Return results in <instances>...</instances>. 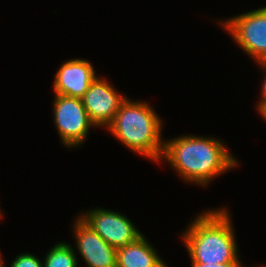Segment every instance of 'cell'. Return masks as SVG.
I'll return each instance as SVG.
<instances>
[{
	"instance_id": "ba28073f",
	"label": "cell",
	"mask_w": 266,
	"mask_h": 267,
	"mask_svg": "<svg viewBox=\"0 0 266 267\" xmlns=\"http://www.w3.org/2000/svg\"><path fill=\"white\" fill-rule=\"evenodd\" d=\"M78 252L87 267H116L117 249L110 246L79 216L73 225Z\"/></svg>"
},
{
	"instance_id": "7a4b0ae2",
	"label": "cell",
	"mask_w": 266,
	"mask_h": 267,
	"mask_svg": "<svg viewBox=\"0 0 266 267\" xmlns=\"http://www.w3.org/2000/svg\"><path fill=\"white\" fill-rule=\"evenodd\" d=\"M226 208L210 209L190 223L182 241L191 263L241 262L232 220Z\"/></svg>"
},
{
	"instance_id": "5b68a950",
	"label": "cell",
	"mask_w": 266,
	"mask_h": 267,
	"mask_svg": "<svg viewBox=\"0 0 266 267\" xmlns=\"http://www.w3.org/2000/svg\"><path fill=\"white\" fill-rule=\"evenodd\" d=\"M54 123L64 146L72 148L85 142L89 128L96 127L89 119L81 98L55 94Z\"/></svg>"
},
{
	"instance_id": "9a60e30c",
	"label": "cell",
	"mask_w": 266,
	"mask_h": 267,
	"mask_svg": "<svg viewBox=\"0 0 266 267\" xmlns=\"http://www.w3.org/2000/svg\"><path fill=\"white\" fill-rule=\"evenodd\" d=\"M261 117L266 120V108L260 113Z\"/></svg>"
},
{
	"instance_id": "5bb4252c",
	"label": "cell",
	"mask_w": 266,
	"mask_h": 267,
	"mask_svg": "<svg viewBox=\"0 0 266 267\" xmlns=\"http://www.w3.org/2000/svg\"><path fill=\"white\" fill-rule=\"evenodd\" d=\"M241 262H226L220 264L191 263L192 267H244Z\"/></svg>"
},
{
	"instance_id": "277c9868",
	"label": "cell",
	"mask_w": 266,
	"mask_h": 267,
	"mask_svg": "<svg viewBox=\"0 0 266 267\" xmlns=\"http://www.w3.org/2000/svg\"><path fill=\"white\" fill-rule=\"evenodd\" d=\"M219 22L251 59L266 61V6Z\"/></svg>"
},
{
	"instance_id": "3957f363",
	"label": "cell",
	"mask_w": 266,
	"mask_h": 267,
	"mask_svg": "<svg viewBox=\"0 0 266 267\" xmlns=\"http://www.w3.org/2000/svg\"><path fill=\"white\" fill-rule=\"evenodd\" d=\"M162 122L148 102L126 98L106 129L131 151L159 162L164 148Z\"/></svg>"
},
{
	"instance_id": "30bf717a",
	"label": "cell",
	"mask_w": 266,
	"mask_h": 267,
	"mask_svg": "<svg viewBox=\"0 0 266 267\" xmlns=\"http://www.w3.org/2000/svg\"><path fill=\"white\" fill-rule=\"evenodd\" d=\"M116 267H168L142 234L134 242L117 249Z\"/></svg>"
},
{
	"instance_id": "2e32d148",
	"label": "cell",
	"mask_w": 266,
	"mask_h": 267,
	"mask_svg": "<svg viewBox=\"0 0 266 267\" xmlns=\"http://www.w3.org/2000/svg\"><path fill=\"white\" fill-rule=\"evenodd\" d=\"M0 267H4V263H3V259L1 257V254H0Z\"/></svg>"
},
{
	"instance_id": "4fadbf2b",
	"label": "cell",
	"mask_w": 266,
	"mask_h": 267,
	"mask_svg": "<svg viewBox=\"0 0 266 267\" xmlns=\"http://www.w3.org/2000/svg\"><path fill=\"white\" fill-rule=\"evenodd\" d=\"M261 68L263 69V71H265L266 74V61L265 62H260L258 63ZM262 90H261V98L257 104V110L259 112V114L266 108V75L264 76V80L262 83Z\"/></svg>"
},
{
	"instance_id": "7c38bea8",
	"label": "cell",
	"mask_w": 266,
	"mask_h": 267,
	"mask_svg": "<svg viewBox=\"0 0 266 267\" xmlns=\"http://www.w3.org/2000/svg\"><path fill=\"white\" fill-rule=\"evenodd\" d=\"M10 267H43V262L33 254L22 253L12 261Z\"/></svg>"
},
{
	"instance_id": "6da1fadb",
	"label": "cell",
	"mask_w": 266,
	"mask_h": 267,
	"mask_svg": "<svg viewBox=\"0 0 266 267\" xmlns=\"http://www.w3.org/2000/svg\"><path fill=\"white\" fill-rule=\"evenodd\" d=\"M162 159L181 179L201 186H207L215 177L238 164L221 140L199 135H183L164 141Z\"/></svg>"
},
{
	"instance_id": "8992f818",
	"label": "cell",
	"mask_w": 266,
	"mask_h": 267,
	"mask_svg": "<svg viewBox=\"0 0 266 267\" xmlns=\"http://www.w3.org/2000/svg\"><path fill=\"white\" fill-rule=\"evenodd\" d=\"M110 246L118 249L134 242L142 233L122 213L95 208L79 215Z\"/></svg>"
},
{
	"instance_id": "9c48e42d",
	"label": "cell",
	"mask_w": 266,
	"mask_h": 267,
	"mask_svg": "<svg viewBox=\"0 0 266 267\" xmlns=\"http://www.w3.org/2000/svg\"><path fill=\"white\" fill-rule=\"evenodd\" d=\"M90 61L71 59L63 63L55 74L53 90L55 94L81 98L96 78Z\"/></svg>"
},
{
	"instance_id": "8fae6325",
	"label": "cell",
	"mask_w": 266,
	"mask_h": 267,
	"mask_svg": "<svg viewBox=\"0 0 266 267\" xmlns=\"http://www.w3.org/2000/svg\"><path fill=\"white\" fill-rule=\"evenodd\" d=\"M75 253L71 245L59 242L47 252L43 267H78Z\"/></svg>"
},
{
	"instance_id": "e0dca14e",
	"label": "cell",
	"mask_w": 266,
	"mask_h": 267,
	"mask_svg": "<svg viewBox=\"0 0 266 267\" xmlns=\"http://www.w3.org/2000/svg\"><path fill=\"white\" fill-rule=\"evenodd\" d=\"M1 211H2V210L0 209V218L3 216Z\"/></svg>"
},
{
	"instance_id": "52a82bcc",
	"label": "cell",
	"mask_w": 266,
	"mask_h": 267,
	"mask_svg": "<svg viewBox=\"0 0 266 267\" xmlns=\"http://www.w3.org/2000/svg\"><path fill=\"white\" fill-rule=\"evenodd\" d=\"M105 78L96 77L81 97L90 121L97 127H108L127 97L120 94Z\"/></svg>"
}]
</instances>
